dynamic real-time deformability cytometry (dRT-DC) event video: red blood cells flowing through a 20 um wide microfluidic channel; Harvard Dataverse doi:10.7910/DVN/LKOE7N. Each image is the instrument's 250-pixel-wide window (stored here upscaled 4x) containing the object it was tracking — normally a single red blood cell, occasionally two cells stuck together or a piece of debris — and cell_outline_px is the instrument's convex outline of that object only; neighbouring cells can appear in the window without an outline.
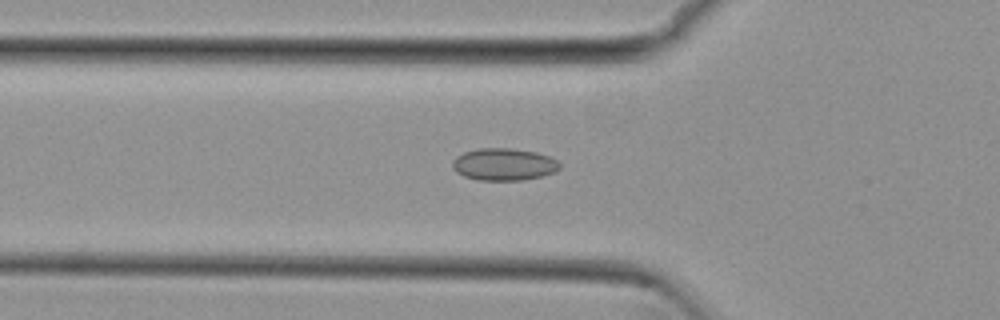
{"species": "common noctule bat (a hibernating species)", "species_latin": "Nyctalus noctula", "temperature_condition": "cold", "stored_images_in_passage": 53, "camera_frame_rate_fps": 3000, "um_per_image_px": 0.085, "animal": {"sex": "female", "body_mass_g": 29.2, "forearm_length_mm": 56.3}, "frame": {"image": 1, "passage_image": 18, "time_ms": 5.667, "image_size_px": [1000, 320], "cell_outline_px": [[560, 168], [556, 172], [524, 180], [480, 180], [464, 176], [456, 172], [452, 168], [452, 160], [456, 156], [464, 152], [480, 148], [512, 148], [536, 152], [548, 156], [556, 160], [560, 164]], "centroid_in_image_um": [42.81, 13.97], "position_along_channel_um": 83.0, "area_um2": 20.17}}
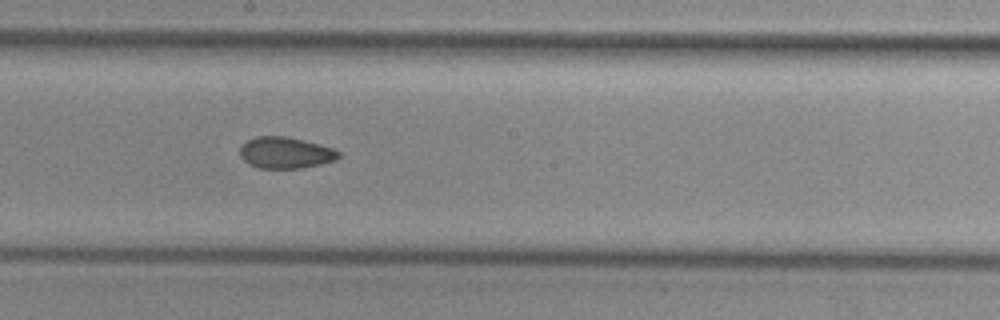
{"frame": {"image": 2, "passage_image": 29, "time_ms": 9.333, "image_size_px": [1000, 320], "cell_outline_px": [[340, 156], [336, 160], [320, 164], [300, 168], [260, 168], [248, 164], [240, 156], [240, 148], [248, 140], [256, 136], [284, 136], [332, 148], [340, 152]], "centroid_in_image_um": [24.24, 12.99], "position_along_channel_um": 224.0, "area_um2": 17.74}}
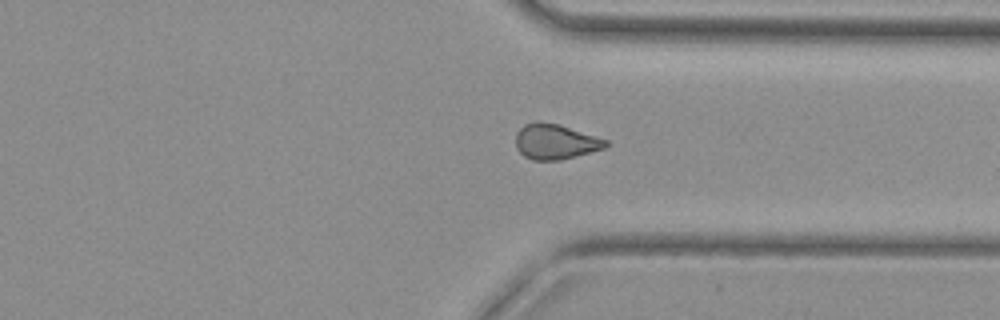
{"frame": {"image": 3, "passage_image": 40, "time_ms": 13.0, "image_size_px": [1000, 320], "cell_outline_px": [[608, 144], [604, 148], [560, 160], [532, 160], [524, 156], [516, 148], [516, 132], [524, 124], [536, 120], [560, 124], [608, 140]], "centroid_in_image_um": [47.17, 12.02], "position_along_channel_um": 364.2, "area_um2": 18.55}, "authors_computed_cell_mechanics": {"area_um2": 18.785, "velocity_mm_per_s": 3.8292, "shape_relaxation_time_tau1_ms": null, "shape_relaxation_time_tau2_ms": 5.3668, "deformation_change_tau1": null, "deformation_change_tau2": 0.1011}}